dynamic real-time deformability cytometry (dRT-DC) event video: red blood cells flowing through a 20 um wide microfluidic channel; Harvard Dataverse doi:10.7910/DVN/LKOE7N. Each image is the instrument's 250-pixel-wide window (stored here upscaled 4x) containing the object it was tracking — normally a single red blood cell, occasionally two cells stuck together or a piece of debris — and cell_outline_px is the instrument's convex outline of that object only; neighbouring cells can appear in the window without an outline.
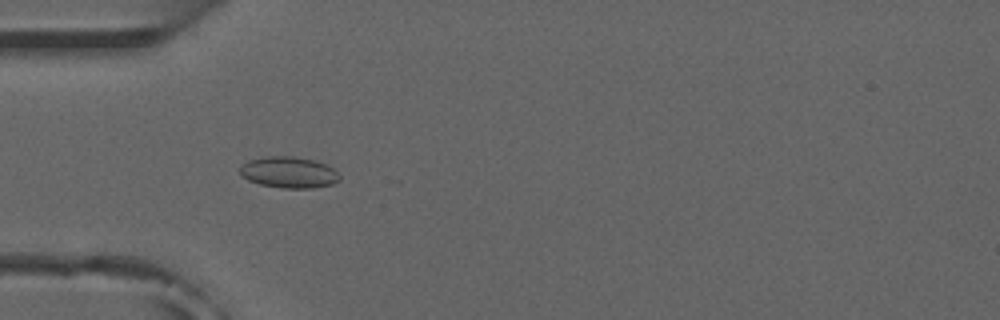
{"species": "common noctule bat (a hibernating species)", "species_latin": "Nyctalus noctula", "temperature_condition": "room temperature", "stored_images_in_passage": 4, "camera_frame_rate_fps": 3000, "um_per_image_px": 0.085, "animal": {"sex": "male", "forearm_length_mm": 52.5}, "frame": {"image": 1, "passage_image": 3, "time_ms": 2.667, "image_size_px": [1000, 320], "cell_outline_px": [[340, 180], [332, 184], [312, 188], [280, 188], [260, 184], [248, 180], [240, 176], [240, 168], [248, 160], [264, 156], [292, 156], [316, 160], [328, 164], [340, 176]], "centroid_in_image_um": [24.55, 14.64], "position_along_channel_um": 60.4, "area_um2": 18.32}}
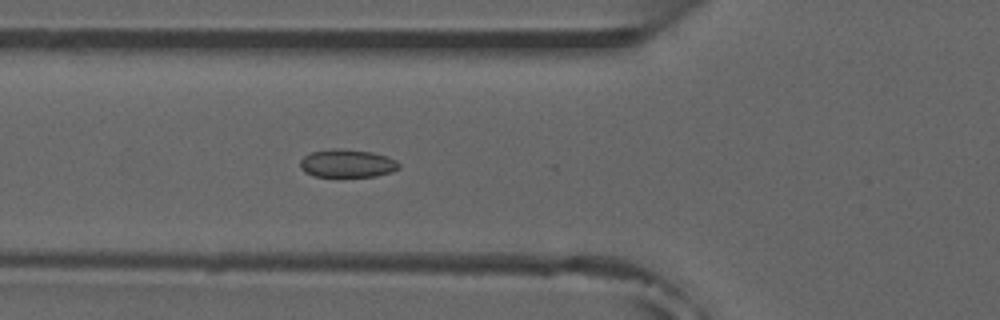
{"frame": {"image": 2, "passage_image": 4, "time_ms": 3.667, "image_size_px": [1000, 320], "cell_outline_px": [[400, 168], [392, 172], [376, 176], [312, 176], [304, 172], [300, 168], [300, 160], [304, 156], [312, 152], [332, 148], [344, 148], [372, 152], [388, 156], [396, 160], [400, 164]], "centroid_in_image_um": [29.52, 13.88], "position_along_channel_um": 96.3, "area_um2": 16.36}}